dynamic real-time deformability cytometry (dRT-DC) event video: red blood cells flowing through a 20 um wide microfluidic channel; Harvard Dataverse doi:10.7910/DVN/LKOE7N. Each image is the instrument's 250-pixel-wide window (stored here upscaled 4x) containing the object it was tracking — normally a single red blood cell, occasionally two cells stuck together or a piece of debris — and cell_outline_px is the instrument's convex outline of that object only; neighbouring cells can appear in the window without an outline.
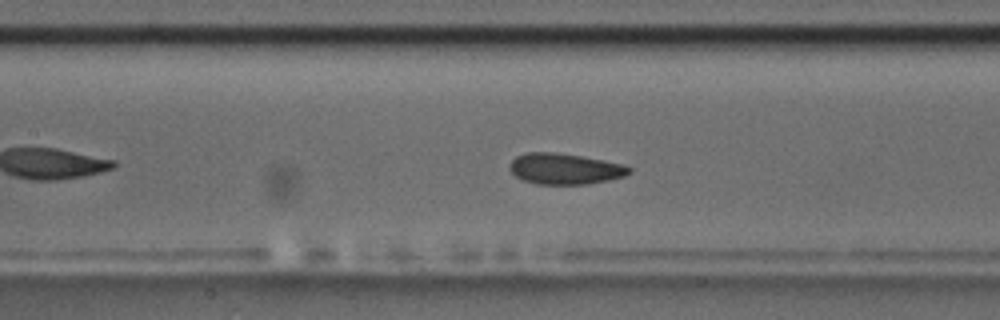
{"species": "common noctule bat (a hibernating species)", "species_latin": "Nyctalus noctula", "temperature_condition": "room temperature", "stored_images_in_passage": 49, "camera_frame_rate_fps": 3000, "um_per_image_px": 0.085, "animal": {"sex": "male", "body_mass_g": 17.5, "forearm_length_mm": 52.3}, "frame": {"image": 1, "passage_image": 17, "time_ms": 5.333, "image_size_px": [1000, 320], "cell_outline_px": [[632, 172], [624, 176], [608, 180], [588, 184], [536, 184], [524, 180], [516, 176], [508, 168], [512, 160], [516, 156], [524, 152], [556, 152], [580, 156], [624, 164], [632, 168]], "centroid_in_image_um": [48.01, 14.34], "position_along_channel_um": 159.4, "area_um2": 21.56}}
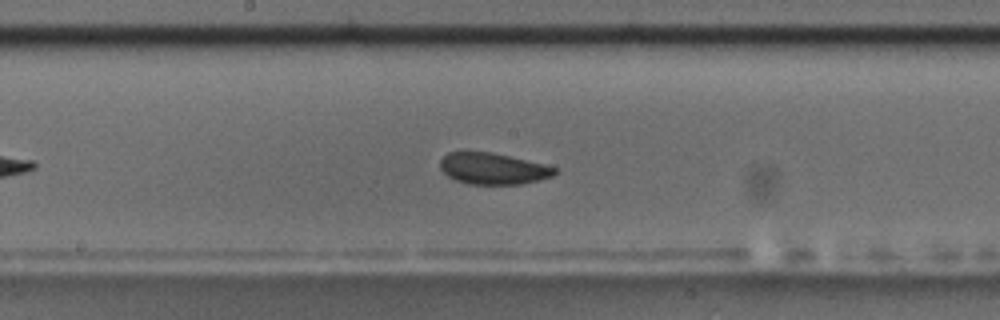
{"frame": {"image": 2, "passage_image": 21, "time_ms": 6.667, "image_size_px": [1000, 320], "cell_outline_px": [[556, 172], [552, 176], [520, 184], [468, 184], [456, 180], [448, 176], [440, 168], [440, 160], [448, 152], [492, 152], [544, 164], [556, 168]], "centroid_in_image_um": [41.87, 14.33], "position_along_channel_um": 206.3, "area_um2": 20.69}}
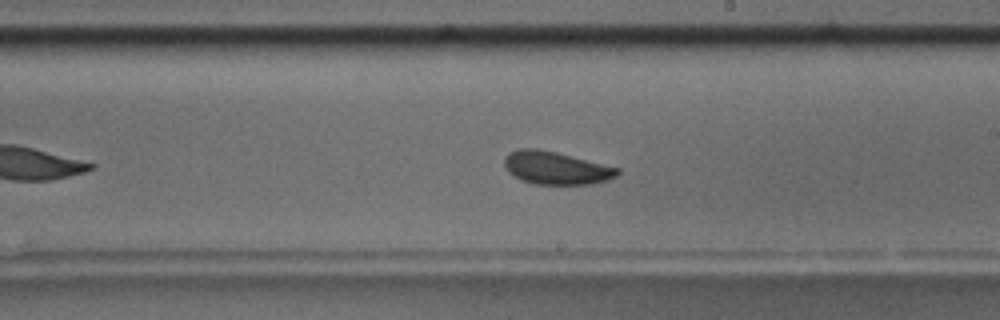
{"frame": {"image": 3, "passage_image": 24, "time_ms": 7.667, "image_size_px": [1000, 320], "cell_outline_px": [[620, 172], [616, 176], [608, 180], [592, 184], [532, 184], [520, 180], [508, 172], [504, 168], [504, 156], [508, 152], [516, 148], [536, 148], [556, 152], [620, 168]], "centroid_in_image_um": [47.21, 14.27], "position_along_channel_um": 241.8, "area_um2": 21.91}, "authors_computed_cell_mechanics": {"area_um2": 21.5594, "velocity_mm_per_s": 3.5548, "shape_relaxation_time_tau1_ms": 2.9472, "shape_relaxation_time_tau2_ms": 9.5718, "deformation_change_tau1": 0.0765, "deformation_change_tau2": 0.1323}}